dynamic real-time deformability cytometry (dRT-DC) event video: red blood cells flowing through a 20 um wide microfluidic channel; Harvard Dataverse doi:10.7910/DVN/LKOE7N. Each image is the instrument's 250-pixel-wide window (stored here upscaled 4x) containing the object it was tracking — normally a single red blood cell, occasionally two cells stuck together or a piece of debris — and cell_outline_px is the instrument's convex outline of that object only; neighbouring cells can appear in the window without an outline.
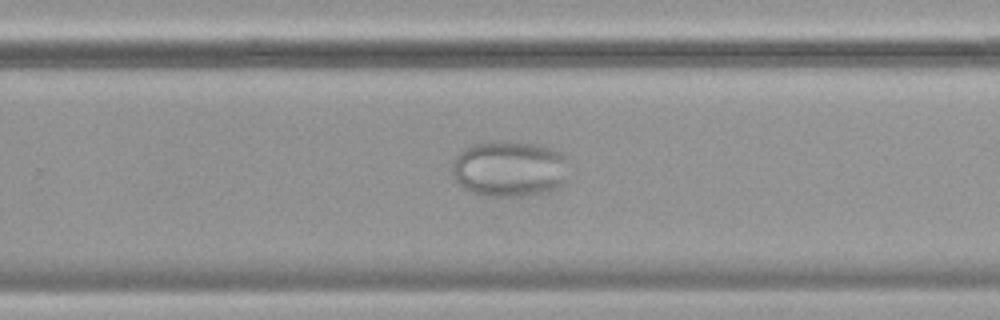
{"species": "common noctule bat (a hibernating species)", "species_latin": "Nyctalus noctula", "temperature_condition": "cold", "stored_images_in_passage": 58, "camera_frame_rate_fps": 3000, "um_per_image_px": 0.085, "animal": {"sex": "female", "body_mass_g": 19.9}, "frame": {"image": 1, "passage_image": 37, "time_ms": 12.0, "image_size_px": [1000, 320], "cell_outline_px": [[568, 180], [556, 188], [544, 192], [520, 196], [496, 196], [472, 192], [464, 188], [452, 180], [452, 164], [456, 156], [464, 148], [472, 144], [484, 140], [516, 140], [536, 144], [552, 148], [564, 152], [568, 160]], "centroid_in_image_um": [43.32, 14.3], "position_along_channel_um": 286.5, "area_um2": 39.19}}
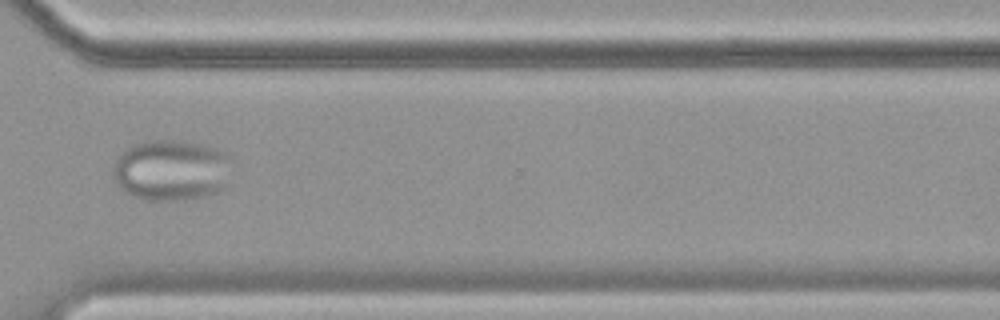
{"frame": {"image": 2, "passage_image": 43, "time_ms": 14.0, "image_size_px": [1000, 320], "cell_outline_px": [[232, 184], [220, 192], [208, 196], [180, 200], [144, 200], [132, 196], [124, 192], [116, 184], [112, 172], [112, 164], [120, 152], [132, 144], [148, 140], [172, 140], [200, 144], [216, 148], [232, 156]], "centroid_in_image_um": [14.62, 14.48], "position_along_channel_um": 356.0, "area_um2": 43.75}}